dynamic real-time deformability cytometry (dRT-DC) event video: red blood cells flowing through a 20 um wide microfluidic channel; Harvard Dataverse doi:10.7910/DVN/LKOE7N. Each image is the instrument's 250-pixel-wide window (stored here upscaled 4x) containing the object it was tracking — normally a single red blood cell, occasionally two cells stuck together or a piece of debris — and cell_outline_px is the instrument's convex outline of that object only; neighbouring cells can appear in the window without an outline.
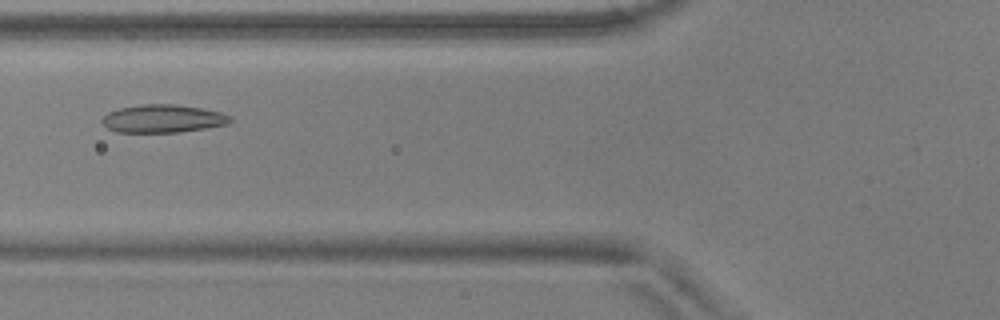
{"species": "common noctule bat (a hibernating species)", "species_latin": "Nyctalus noctula", "temperature_condition": "warm", "stored_images_in_passage": 50, "camera_frame_rate_fps": 3000, "um_per_image_px": 0.085, "animal": {"sex": "male", "body_mass_g": 17.9, "forearm_length_mm": 54.2}, "frame": {"image": 1, "passage_image": 17, "time_ms": 5.333, "image_size_px": [1000, 320], "cell_outline_px": [[232, 120], [228, 124], [208, 128], [180, 132], [116, 132], [108, 128], [104, 124], [104, 116], [108, 112], [120, 108], [140, 104], [172, 104], [200, 108], [220, 112], [228, 116]], "centroid_in_image_um": [13.86, 10.09], "position_along_channel_um": 111.9, "area_um2": 20.69}}
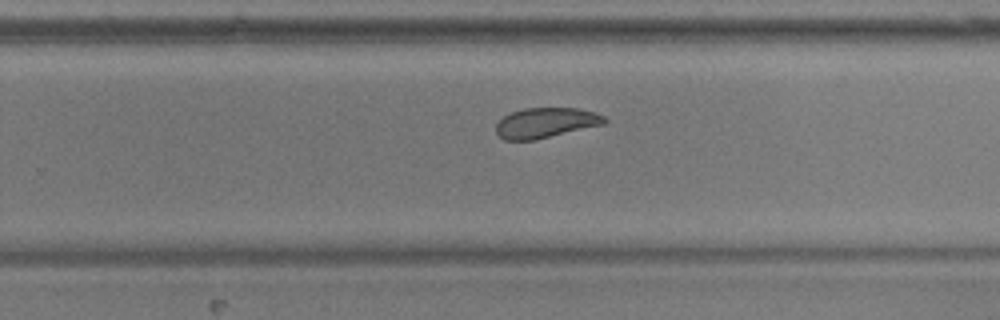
{"frame": {"image": 2, "passage_image": 31, "time_ms": 10.0, "image_size_px": [1000, 320], "cell_outline_px": [[608, 120], [604, 124], [536, 140], [504, 140], [496, 132], [496, 124], [504, 116], [512, 112], [524, 108], [580, 108], [596, 112], [604, 116]], "centroid_in_image_um": [46.41, 10.43], "position_along_channel_um": 283.4, "area_um2": 19.13}}
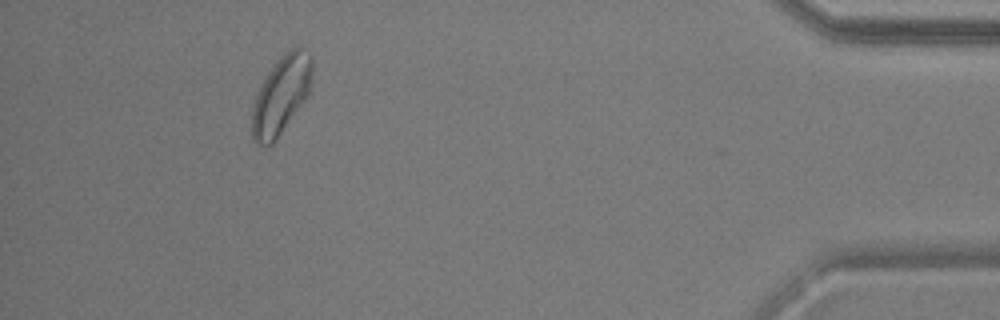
{"frame": {"image": 3, "passage_image": 46, "time_ms": 15.0, "image_size_px": [1000, 320], "cell_outline_px": [[312, 88], [304, 100], [272, 144], [256, 144], [252, 140], [252, 108], [256, 96], [264, 80], [272, 68], [284, 52], [296, 44], [300, 44], [312, 56]], "centroid_in_image_um": [23.93, 8.02], "position_along_channel_um": 411.3, "area_um2": 27.11}, "authors_computed_cell_mechanics": {"area_um2": 21.7906, "velocity_mm_per_s": 3.683, "shape_relaxation_time_tau1_ms": 8.6988, "shape_relaxation_time_tau2_ms": 1.8175, "deformation_change_tau1": 0.1474, "deformation_change_tau2": 0.053}}